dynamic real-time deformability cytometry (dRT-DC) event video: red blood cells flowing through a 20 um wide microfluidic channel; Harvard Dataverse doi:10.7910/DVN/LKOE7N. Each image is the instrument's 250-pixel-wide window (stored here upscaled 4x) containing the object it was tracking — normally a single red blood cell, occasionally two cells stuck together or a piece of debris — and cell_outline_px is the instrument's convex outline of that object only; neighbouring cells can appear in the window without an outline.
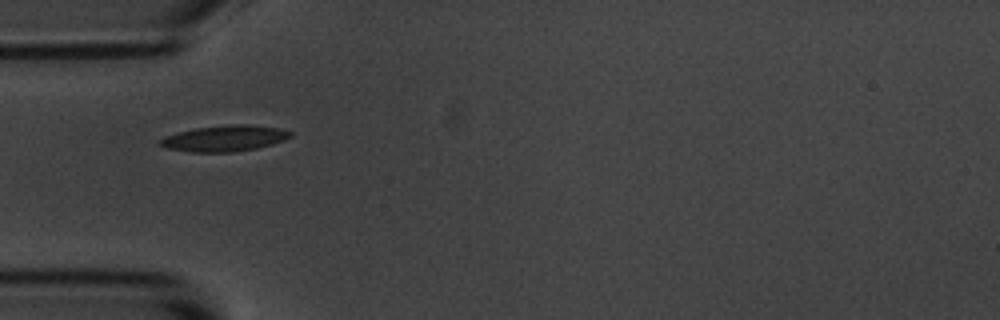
{"species": "common noctule bat (a hibernating species)", "species_latin": "Nyctalus noctula", "temperature_condition": "room temperature", "stored_images_in_passage": 4, "camera_frame_rate_fps": 3000, "um_per_image_px": 0.085, "animal": {"sex": "male", "body_mass_g": 20.1, "forearm_length_mm": 53.5}, "frame": {"image": 1, "passage_image": 1, "time_ms": 0.0, "image_size_px": [1000, 320], "cell_outline_px": [[292, 136], [284, 140], [272, 144], [256, 148], [232, 152], [192, 152], [168, 148], [156, 144], [164, 136], [176, 132], [196, 128], [228, 124], [248, 124], [280, 128], [292, 132]], "centroid_in_image_um": [19.08, 11.75], "position_along_channel_um": 65.9, "area_um2": 19.83}}
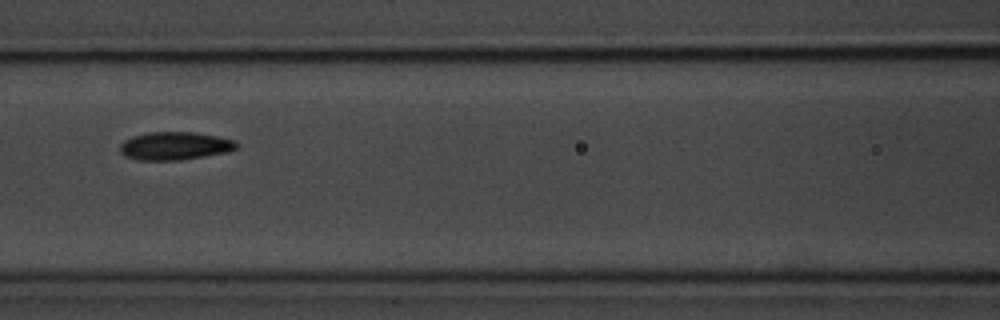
{"frame": {"image": 2, "passage_image": 3, "time_ms": 2.333, "image_size_px": [1000, 320], "cell_outline_px": [[236, 148], [228, 152], [180, 160], [136, 160], [124, 156], [120, 152], [120, 144], [124, 140], [132, 136], [148, 132], [192, 132], [216, 136], [236, 140]], "centroid_in_image_um": [14.82, 12.4], "position_along_channel_um": 151.8, "area_um2": 19.07}}
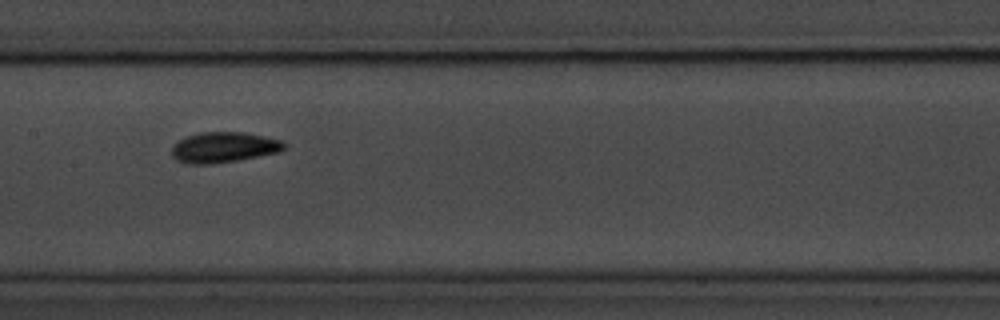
{"frame": {"image": 3, "passage_image": 4, "time_ms": 3.333, "image_size_px": [1000, 320], "cell_outline_px": [[284, 148], [280, 152], [236, 160], [208, 164], [188, 164], [176, 160], [172, 156], [172, 144], [188, 136], [200, 132], [244, 132], [264, 136], [280, 140], [284, 144]], "centroid_in_image_um": [18.98, 12.52], "position_along_channel_um": 188.4, "area_um2": 19.83}}